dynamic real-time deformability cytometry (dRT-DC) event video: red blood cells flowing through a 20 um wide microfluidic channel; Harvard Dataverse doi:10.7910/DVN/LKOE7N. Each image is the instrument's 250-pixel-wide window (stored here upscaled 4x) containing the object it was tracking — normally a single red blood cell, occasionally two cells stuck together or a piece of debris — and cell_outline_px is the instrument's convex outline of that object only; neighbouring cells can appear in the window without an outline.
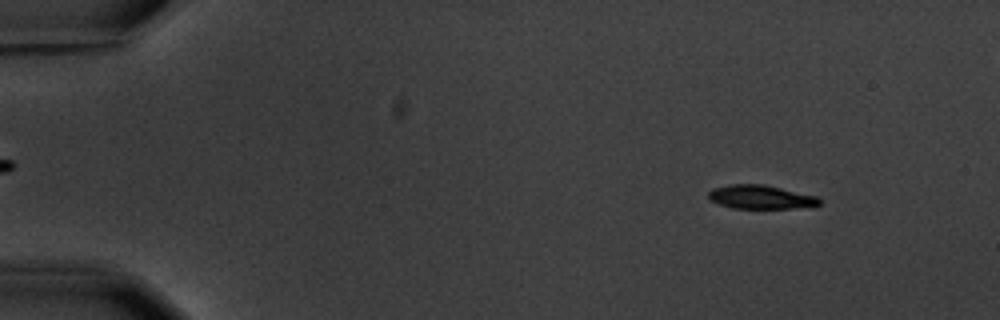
{"species": "common noctule bat (a hibernating species)", "species_latin": "Nyctalus noctula", "temperature_condition": "warm", "stored_images_in_passage": 6, "camera_frame_rate_fps": 3000, "um_per_image_px": 0.085, "animal": {"sex": "male", "body_mass_g": 20.1, "forearm_length_mm": 53.5}, "frame": {"image": 1, "passage_image": 2, "time_ms": 1.333, "image_size_px": [1000, 320], "cell_outline_px": [[820, 204], [792, 208], [732, 208], [720, 204], [712, 200], [708, 196], [708, 192], [712, 188], [732, 184], [764, 184], [816, 196], [820, 200]], "centroid_in_image_um": [64.62, 16.74], "position_along_channel_um": 20.4, "area_um2": 15.09}}